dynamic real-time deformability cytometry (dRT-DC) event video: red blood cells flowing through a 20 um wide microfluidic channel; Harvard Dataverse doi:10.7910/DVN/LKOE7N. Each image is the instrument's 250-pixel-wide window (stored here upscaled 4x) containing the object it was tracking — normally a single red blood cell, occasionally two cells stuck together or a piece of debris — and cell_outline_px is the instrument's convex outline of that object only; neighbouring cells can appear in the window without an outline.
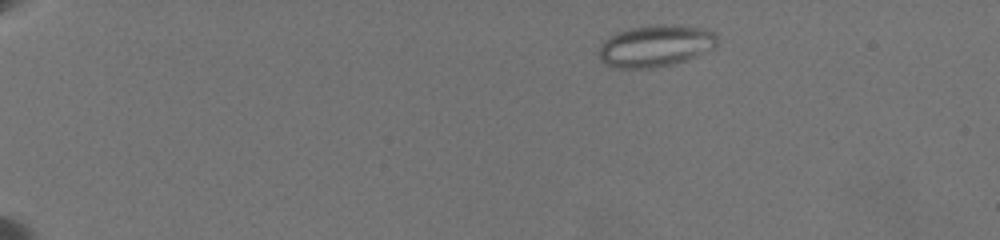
{"species": "common noctule bat (a hibernating species)", "species_latin": "Nyctalus noctula", "temperature_condition": "warm", "stored_images_in_passage": 38, "camera_frame_rate_fps": 3000, "um_per_image_px": 0.085, "animal": {"sex": "female", "body_mass_g": 19.5, "forearm_length_mm": 54.1}, "frame": {"image": 1, "passage_image": 7, "time_ms": 2.333, "image_size_px": [1000, 240], "cell_outline_px": [[716, 48], [688, 60], [672, 64], [652, 68], [616, 68], [604, 64], [600, 60], [600, 48], [604, 40], [608, 36], [628, 28], [652, 24], [672, 24], [704, 28], [716, 32]], "centroid_in_image_um": [55.74, 3.89], "position_along_channel_um": 29.3, "area_um2": 29.25}}
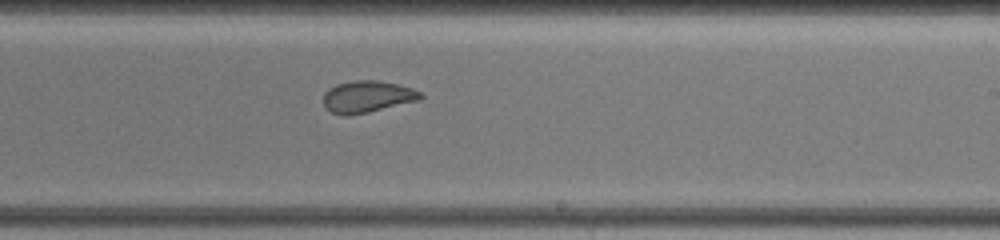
{"frame": {"image": 2, "passage_image": 28, "time_ms": 12.0, "image_size_px": [1000, 240], "cell_outline_px": [[424, 96], [420, 100], [368, 112], [348, 116], [344, 116], [332, 112], [324, 108], [324, 92], [328, 88], [336, 84], [352, 80], [380, 80], [412, 88], [420, 92]], "centroid_in_image_um": [31.2, 8.21], "position_along_channel_um": 257.8, "area_um2": 18.15}}
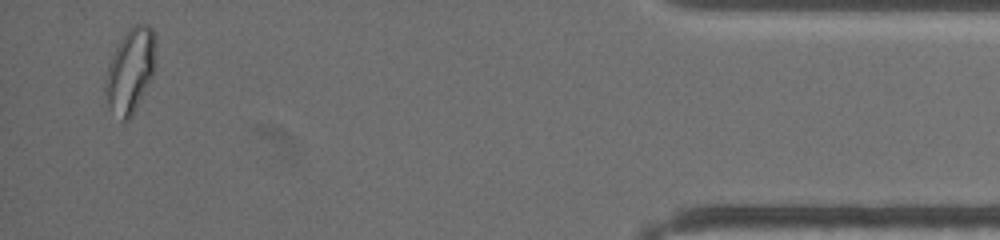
{"frame": {"image": 3, "passage_image": 38, "time_ms": 18.333, "image_size_px": [1000, 240], "cell_outline_px": [[156, 64], [152, 76], [132, 116], [128, 120], [120, 120], [108, 108], [104, 92], [104, 80], [108, 64], [116, 48], [128, 28], [136, 24], [148, 24], [152, 28], [156, 36]], "centroid_in_image_um": [11.08, 5.99], "position_along_channel_um": 424.1, "area_um2": 25.14}, "authors_computed_cell_mechanics": {"area_um2": 21.7617, "velocity_mm_per_s": 3.5747, "shape_relaxation_time_tau1_ms": null, "shape_relaxation_time_tau2_ms": 0.9372, "deformation_change_tau1": null, "deformation_change_tau2": 0.0618}}